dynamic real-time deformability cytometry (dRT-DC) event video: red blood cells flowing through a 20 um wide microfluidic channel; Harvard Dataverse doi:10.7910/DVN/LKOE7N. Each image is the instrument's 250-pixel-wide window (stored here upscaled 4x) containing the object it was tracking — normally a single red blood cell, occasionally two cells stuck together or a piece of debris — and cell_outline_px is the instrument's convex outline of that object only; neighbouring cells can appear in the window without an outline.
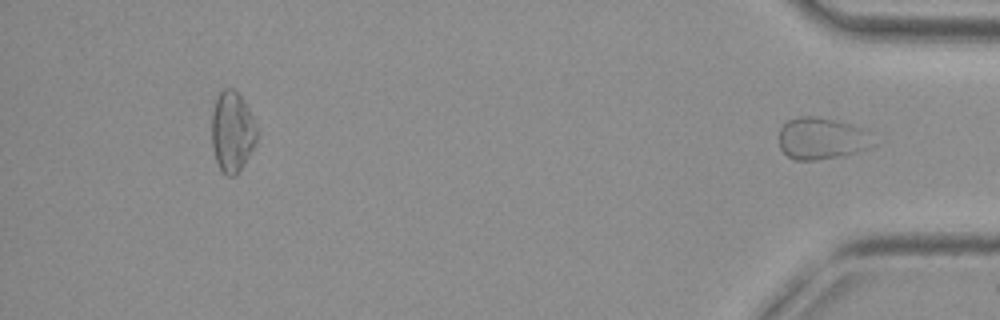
{"species": "common noctule bat (a hibernating species)", "species_latin": "Nyctalus noctula", "temperature_condition": "cold", "stored_images_in_passage": 52, "segment_of_instrument_passage": [2, 2], "camera_frame_rate_fps": 3000, "um_per_image_px": 0.085, "animal": {"sex": "female", "body_mass_g": 29.2, "forearm_length_mm": 56.3}, "frame": {"image": 1, "passage_image": 52, "time_ms": 17.0, "image_size_px": [1000, 320], "cell_outline_px": [[872, 144], [868, 148], [856, 152], [816, 160], [796, 160], [788, 156], [780, 148], [780, 128], [788, 120], [800, 116], [816, 116], [836, 120], [860, 128], [868, 132]], "centroid_in_image_um": [69.78, 11.76], "position_along_channel_um": 365.4, "area_um2": 22.48}}